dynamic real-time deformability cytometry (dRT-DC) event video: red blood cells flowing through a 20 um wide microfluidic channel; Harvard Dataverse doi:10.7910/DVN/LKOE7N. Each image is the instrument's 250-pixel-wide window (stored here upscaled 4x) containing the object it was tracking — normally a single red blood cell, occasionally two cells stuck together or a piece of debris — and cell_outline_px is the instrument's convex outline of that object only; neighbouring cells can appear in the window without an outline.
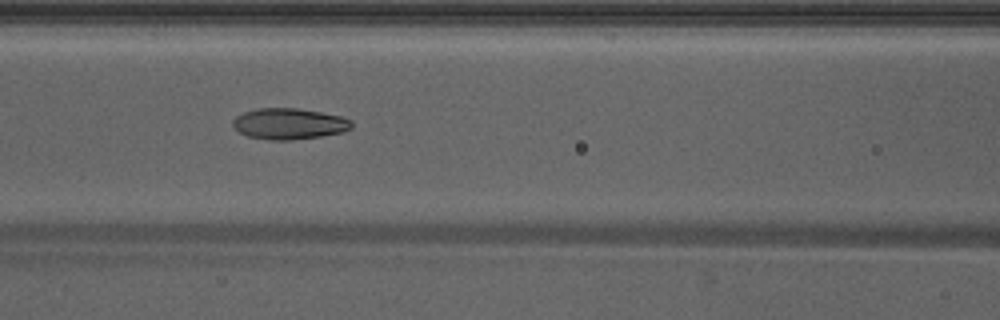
{"species": "Egyptian fruit bat (a non-hibernating species)", "species_latin": "Rousettus aegyptiacus", "temperature_condition": "warm", "stored_images_in_passage": 49, "camera_frame_rate_fps": 3000, "um_per_image_px": 0.085, "animal": {"sex": "male"}, "frame": {"image": 1, "passage_image": 22, "time_ms": 7.0, "image_size_px": [1000, 320], "cell_outline_px": [[352, 128], [344, 132], [320, 136], [292, 140], [268, 140], [248, 136], [240, 132], [232, 124], [232, 120], [236, 116], [244, 112], [256, 108], [296, 108], [320, 112], [340, 116], [352, 120]], "centroid_in_image_um": [24.58, 10.52], "position_along_channel_um": 142.0, "area_um2": 21.5}}
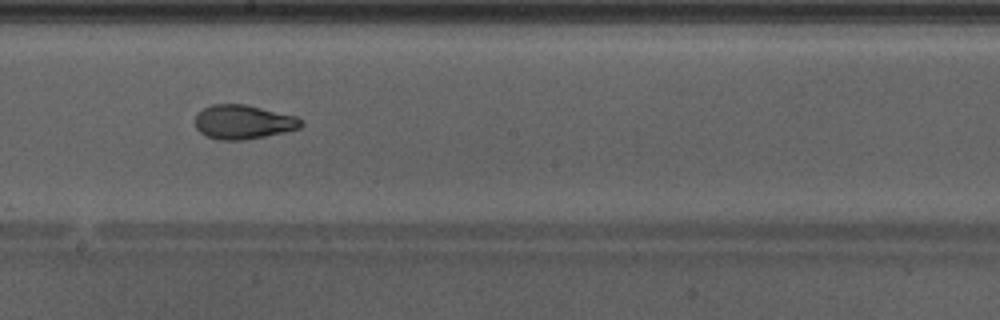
{"frame": {"image": 2, "passage_image": 28, "time_ms": 9.0, "image_size_px": [1000, 320], "cell_outline_px": [[304, 124], [300, 128], [284, 132], [244, 140], [220, 140], [208, 136], [200, 132], [196, 128], [196, 112], [212, 104], [244, 104], [296, 116], [304, 120]], "centroid_in_image_um": [20.69, 10.36], "position_along_channel_um": 227.5, "area_um2": 21.04}, "authors_computed_cell_mechanics": {"area_um2": 22.1952, "velocity_mm_per_s": 4.2838, "shape_relaxation_time_tau1_ms": 4.316, "shape_relaxation_time_tau2_ms": 1.8125, "deformation_change_tau1": 0.1575, "deformation_change_tau2": 0.0732}}